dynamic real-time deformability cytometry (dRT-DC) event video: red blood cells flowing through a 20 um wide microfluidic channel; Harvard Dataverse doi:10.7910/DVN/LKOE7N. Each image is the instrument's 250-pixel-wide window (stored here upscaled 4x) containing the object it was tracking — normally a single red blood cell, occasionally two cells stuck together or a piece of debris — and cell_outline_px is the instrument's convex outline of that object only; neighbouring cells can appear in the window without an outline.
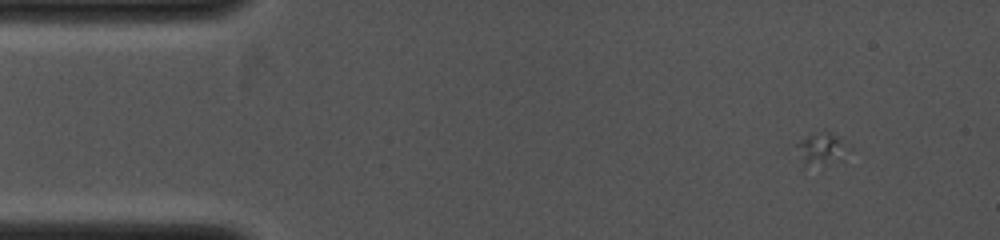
{"species": "common noctule bat (a hibernating species)", "species_latin": "Nyctalus noctula", "temperature_condition": "cold", "stored_images_in_passage": 3, "camera_frame_rate_fps": 4000, "um_per_image_px": 0.085, "animal": {"sex": "female", "body_mass_g": 19.0, "forearm_length_mm": 53.3}, "frame": {"image": 1, "passage_image": 2, "time_ms": 1.0, "image_size_px": [1000, 240], "cell_outline_px": [[852, 148], [840, 160], [820, 172], [804, 168], [796, 144], [808, 136], [824, 128], [840, 136]], "centroid_in_image_um": [69.88, 12.75], "position_along_channel_um": 15.1, "area_um2": 11.04}}